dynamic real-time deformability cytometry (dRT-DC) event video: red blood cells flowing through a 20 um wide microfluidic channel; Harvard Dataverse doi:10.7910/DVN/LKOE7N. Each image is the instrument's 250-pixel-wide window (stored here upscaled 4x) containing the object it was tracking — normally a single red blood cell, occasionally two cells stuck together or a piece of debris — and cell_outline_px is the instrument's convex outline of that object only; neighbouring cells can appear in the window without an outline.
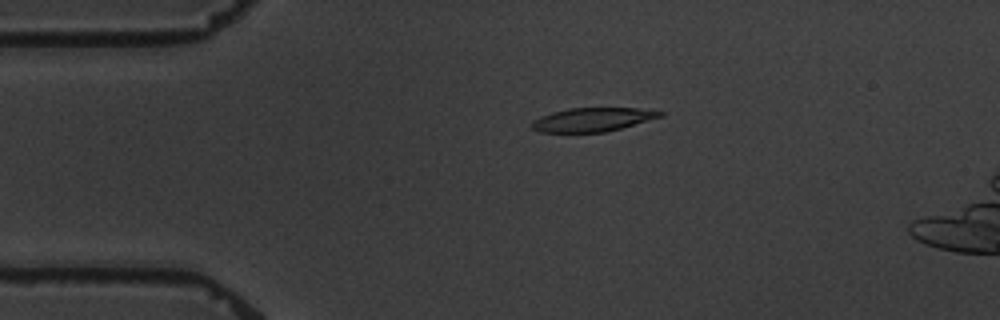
{"species": "common noctule bat (a hibernating species)", "species_latin": "Nyctalus noctula", "temperature_condition": "warm", "stored_images_in_passage": 4, "camera_frame_rate_fps": 3000, "um_per_image_px": 0.085, "animal": {"sex": "male", "body_mass_g": 19.5, "forearm_length_mm": 54.6}, "frame": {"image": 1, "passage_image": 2, "time_ms": 2.0, "image_size_px": [1000, 320], "cell_outline_px": [[664, 116], [620, 128], [604, 132], [540, 132], [532, 128], [532, 120], [540, 116], [552, 112], [568, 108], [636, 108], [664, 112]], "centroid_in_image_um": [50.35, 10.16], "position_along_channel_um": 34.7, "area_um2": 17.63}}